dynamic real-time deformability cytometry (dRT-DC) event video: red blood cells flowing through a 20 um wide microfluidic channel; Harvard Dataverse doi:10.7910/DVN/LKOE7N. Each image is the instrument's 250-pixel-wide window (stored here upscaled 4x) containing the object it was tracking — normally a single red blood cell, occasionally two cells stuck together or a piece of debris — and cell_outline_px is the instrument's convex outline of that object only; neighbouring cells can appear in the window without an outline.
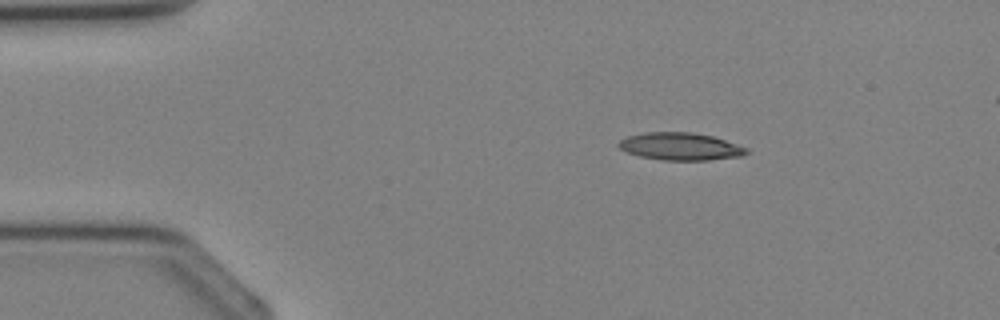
{"species": "Egyptian fruit bat (a non-hibernating species)", "species_latin": "Rousettus aegyptiacus", "temperature_condition": "cold", "stored_images_in_passage": 3, "segment_of_instrument_passage": [1, 2], "camera_frame_rate_fps": 3000, "um_per_image_px": 0.085, "animal": {"sex": "female"}, "frame": {"image": 1, "passage_image": 1, "time_ms": 0.0, "image_size_px": [1000, 320], "cell_outline_px": [[748, 152], [740, 156], [708, 160], [660, 160], [640, 156], [628, 152], [620, 148], [616, 144], [620, 140], [628, 136], [644, 132], [688, 132], [712, 136], [748, 148]], "centroid_in_image_um": [57.8, 12.45], "position_along_channel_um": 27.2, "area_um2": 20.29}}